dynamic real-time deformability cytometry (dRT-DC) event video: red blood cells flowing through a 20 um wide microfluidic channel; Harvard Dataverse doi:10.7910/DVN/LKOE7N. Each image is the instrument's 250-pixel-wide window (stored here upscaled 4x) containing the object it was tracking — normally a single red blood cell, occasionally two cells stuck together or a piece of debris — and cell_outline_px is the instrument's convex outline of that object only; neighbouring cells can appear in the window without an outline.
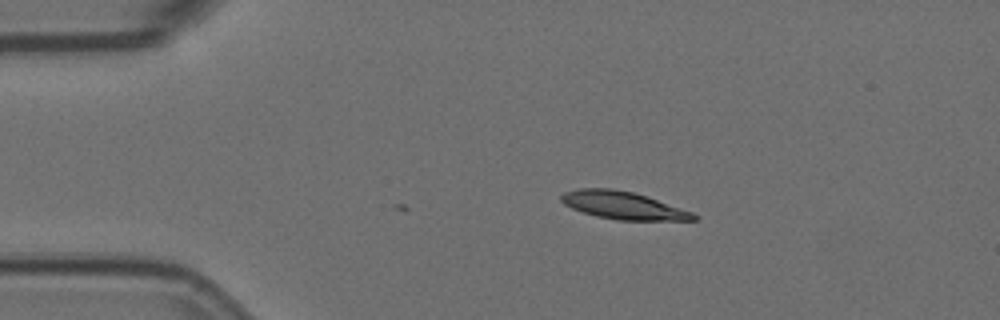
{"species": "Egyptian fruit bat (a non-hibernating species)", "species_latin": "Rousettus aegyptiacus", "temperature_condition": "room temperature", "stored_images_in_passage": 3, "camera_frame_rate_fps": 3000, "um_per_image_px": 0.085, "animal": {"sex": "female"}, "frame": {"image": 1, "passage_image": 1, "time_ms": 0.0, "image_size_px": [1000, 320], "cell_outline_px": [[700, 216], [696, 220], [616, 220], [596, 216], [572, 208], [564, 204], [560, 200], [560, 196], [564, 192], [576, 188], [612, 188], [632, 192], [692, 212]], "centroid_in_image_um": [52.92, 17.46], "position_along_channel_um": 32.1, "area_um2": 21.1}}